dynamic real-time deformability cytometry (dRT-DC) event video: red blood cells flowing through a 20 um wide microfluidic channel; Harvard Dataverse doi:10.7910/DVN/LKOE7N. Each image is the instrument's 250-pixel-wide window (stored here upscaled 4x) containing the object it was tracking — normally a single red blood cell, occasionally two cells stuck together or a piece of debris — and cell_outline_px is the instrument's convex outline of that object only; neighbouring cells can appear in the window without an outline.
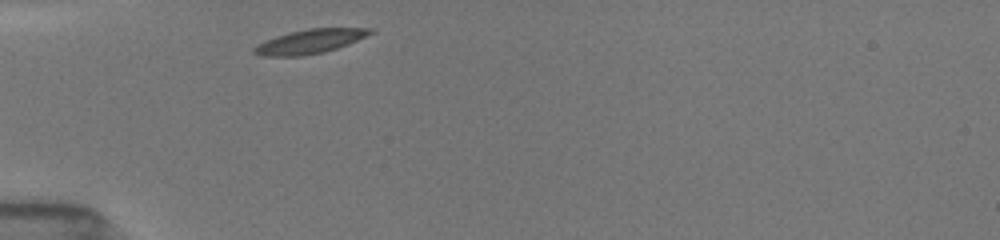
{"species": "common noctule bat (a hibernating species)", "species_latin": "Nyctalus noctula", "temperature_condition": "room temperature", "stored_images_in_passage": 31, "camera_frame_rate_fps": 3000, "um_per_image_px": 0.085, "animal": {"sex": "female", "body_mass_g": 19.5, "forearm_length_mm": 54.1}, "frame": {"image": 1, "passage_image": 1, "time_ms": 0.0, "image_size_px": [1000, 240], "cell_outline_px": [[376, 32], [348, 44], [324, 52], [300, 56], [260, 56], [252, 52], [252, 48], [256, 44], [276, 36], [308, 28], [376, 28]], "centroid_in_image_um": [26.35, 3.52], "position_along_channel_um": 58.7, "area_um2": 16.42}}
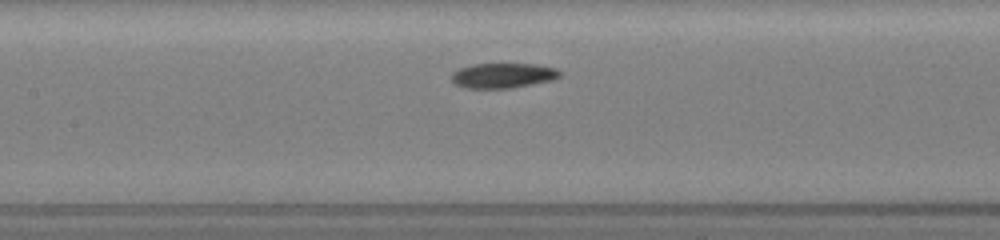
{"frame": {"image": 2, "passage_image": 10, "time_ms": 3.0, "image_size_px": [1000, 240], "cell_outline_px": [[560, 76], [552, 80], [512, 88], [464, 88], [456, 84], [452, 80], [452, 72], [456, 68], [472, 64], [536, 64], [556, 68], [560, 72]], "centroid_in_image_um": [42.72, 6.41], "position_along_channel_um": 164.7, "area_um2": 15.84}}
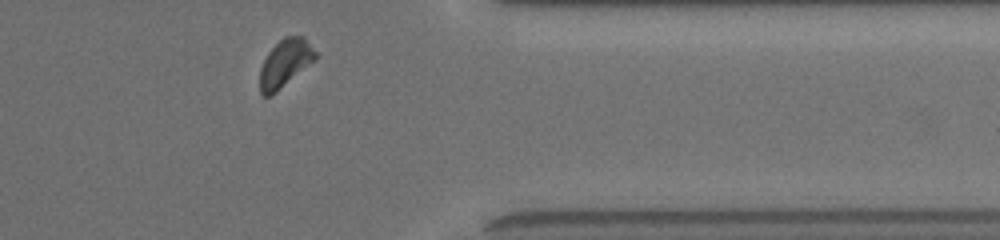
{"frame": {"image": 3, "passage_image": 28, "time_ms": 9.0, "image_size_px": [1000, 240], "cell_outline_px": [[320, 56], [316, 60], [272, 96], [264, 96], [260, 92], [260, 68], [268, 52], [284, 36], [304, 36]], "centroid_in_image_um": [24.27, 5.38], "position_along_channel_um": 387.1, "area_um2": 15.66}, "authors_computed_cell_mechanics": {"area_um2": 16.0106, "velocity_mm_per_s": 3.8674, "shape_relaxation_time_tau1_ms": 2.7201, "shape_relaxation_time_tau2_ms": 3.7003, "deformation_change_tau1": 0.0876, "deformation_change_tau2": 0.0886}}